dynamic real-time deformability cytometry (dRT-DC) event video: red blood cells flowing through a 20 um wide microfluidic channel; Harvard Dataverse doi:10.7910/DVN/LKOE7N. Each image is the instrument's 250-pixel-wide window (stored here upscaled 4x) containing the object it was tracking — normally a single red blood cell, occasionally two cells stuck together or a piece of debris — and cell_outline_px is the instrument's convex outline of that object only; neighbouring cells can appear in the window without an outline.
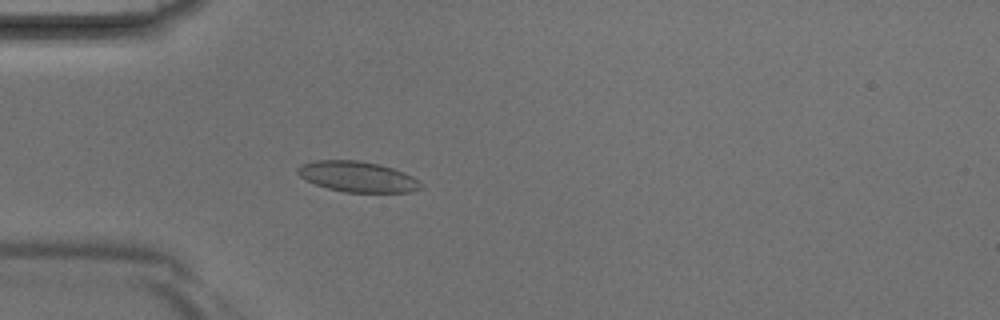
{"species": "Egyptian fruit bat (a non-hibernating species)", "species_latin": "Rousettus aegyptiacus", "temperature_condition": "room temperature", "stored_images_in_passage": 4, "camera_frame_rate_fps": 3000, "um_per_image_px": 0.085, "animal": {"sex": "male"}, "frame": {"image": 1, "passage_image": 4, "time_ms": 1.0, "image_size_px": [1000, 320], "cell_outline_px": [[424, 188], [412, 192], [344, 192], [328, 188], [316, 184], [300, 176], [296, 172], [296, 168], [304, 164], [316, 160], [356, 160], [380, 164], [392, 168], [412, 176], [424, 184]], "centroid_in_image_um": [30.43, 15.02], "position_along_channel_um": 54.6, "area_um2": 21.91}}